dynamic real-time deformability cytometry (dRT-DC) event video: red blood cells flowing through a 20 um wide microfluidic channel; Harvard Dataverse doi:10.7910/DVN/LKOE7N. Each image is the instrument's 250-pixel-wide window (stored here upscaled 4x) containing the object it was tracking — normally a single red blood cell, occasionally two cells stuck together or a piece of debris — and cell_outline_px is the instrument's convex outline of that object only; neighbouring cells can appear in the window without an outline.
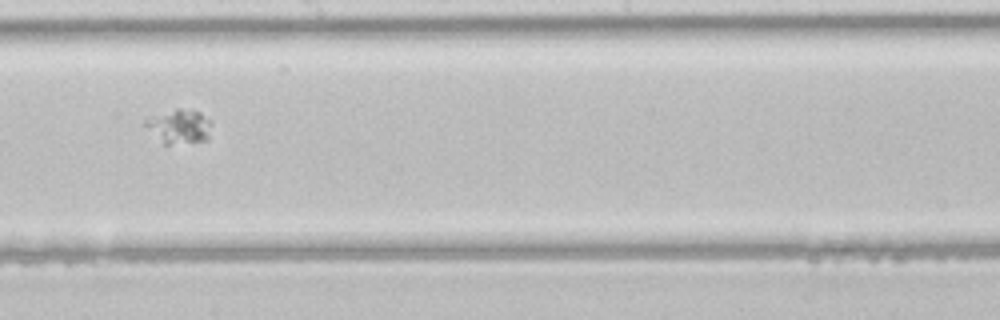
{"species": "common noctule bat (a hibernating species)", "species_latin": "Nyctalus noctula", "temperature_condition": "room temperature", "stored_images_in_passage": 45, "camera_frame_rate_fps": 3000, "um_per_image_px": 0.085, "animal": {"sex": "male", "body_mass_g": 21.5, "forearm_length_mm": 52.0}, "frame": {"image": 1, "passage_image": 24, "time_ms": 7.667, "image_size_px": [1000, 320], "cell_outline_px": [[212, 124], [208, 140], [168, 144], [164, 144], [144, 124], [144, 120], [148, 116], [176, 108], [180, 108], [200, 112], [212, 120]], "centroid_in_image_um": [15.26, 10.71], "position_along_channel_um": 232.9, "area_um2": 13.24}}
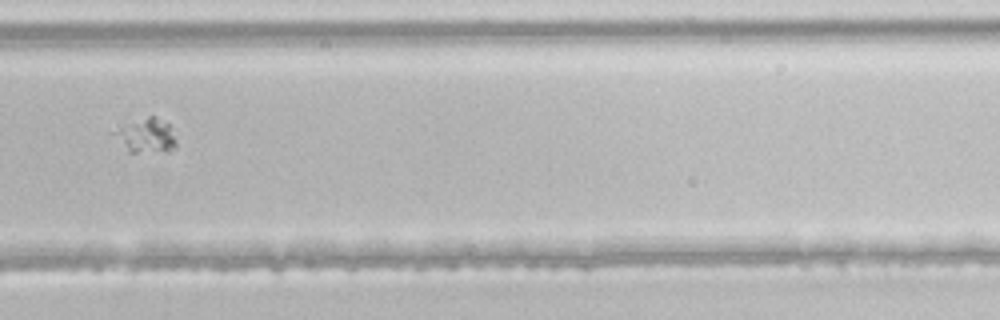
{"frame": {"image": 2, "passage_image": 30, "time_ms": 9.667, "image_size_px": [1000, 320], "cell_outline_px": [[176, 144], [168, 152], [128, 152], [108, 132], [148, 116], [156, 116], [168, 124], [176, 140]], "centroid_in_image_um": [12.37, 11.55], "position_along_channel_um": 317.4, "area_um2": 12.43}}
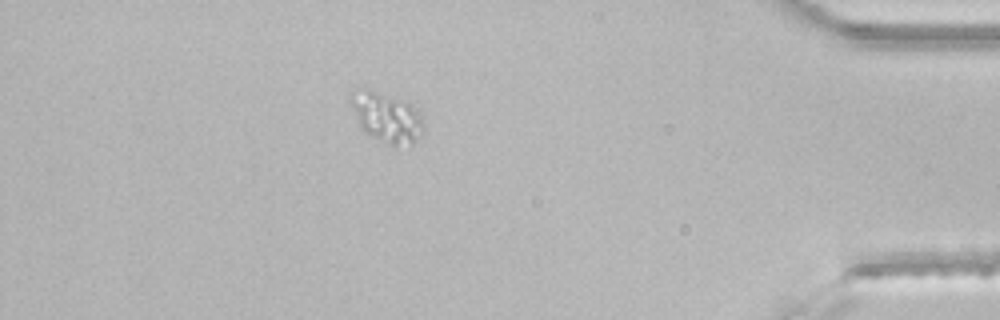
{"frame": {"image": 3, "passage_image": 39, "time_ms": 12.667, "image_size_px": [1000, 320], "cell_outline_px": [[424, 132], [412, 144], [396, 148], [392, 148], [384, 144], [360, 128], [348, 100], [352, 92], [368, 88], [408, 100], [424, 116]], "centroid_in_image_um": [32.91, 9.98], "position_along_channel_um": 402.3, "area_um2": 22.2}}